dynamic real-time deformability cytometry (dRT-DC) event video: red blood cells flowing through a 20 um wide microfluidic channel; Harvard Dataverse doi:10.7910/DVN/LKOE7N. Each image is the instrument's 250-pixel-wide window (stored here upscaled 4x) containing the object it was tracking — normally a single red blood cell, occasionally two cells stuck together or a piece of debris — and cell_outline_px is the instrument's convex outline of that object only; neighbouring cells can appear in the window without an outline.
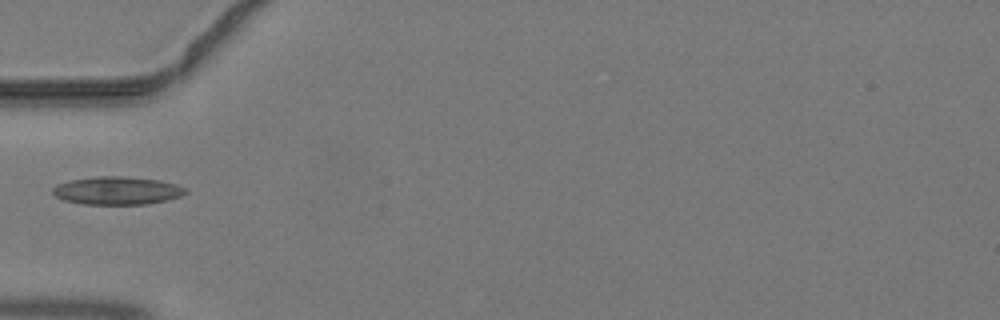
{"species": "common noctule bat (a hibernating species)", "species_latin": "Nyctalus noctula", "temperature_condition": "warm", "stored_images_in_passage": 24, "camera_frame_rate_fps": 3000, "um_per_image_px": 0.085, "animal": {"sex": "male", "body_mass_g": 19.2, "forearm_length_mm": 51.8}, "frame": {"image": 1, "passage_image": 1, "time_ms": 0.0, "image_size_px": [1000, 320], "cell_outline_px": [[188, 192], [180, 196], [168, 200], [148, 204], [84, 204], [64, 200], [56, 196], [52, 192], [52, 188], [56, 184], [68, 180], [96, 176], [124, 176], [160, 180], [176, 184], [188, 188]], "centroid_in_image_um": [9.97, 16.19], "position_along_channel_um": 75.0, "area_um2": 21.91}}
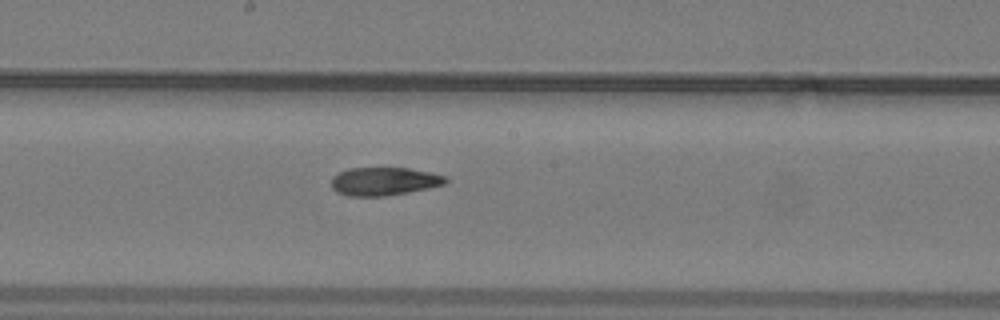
{"frame": {"image": 2, "passage_image": 10, "time_ms": 3.0, "image_size_px": [1000, 320], "cell_outline_px": [[448, 180], [444, 184], [428, 188], [408, 192], [384, 196], [348, 196], [336, 192], [332, 188], [332, 176], [348, 168], [408, 168], [432, 172], [448, 176]], "centroid_in_image_um": [32.66, 15.41], "position_along_channel_um": 215.5, "area_um2": 18.84}}
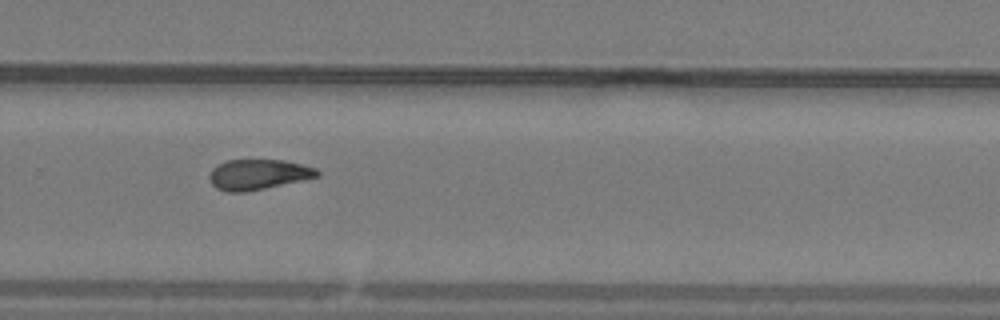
{"frame": {"image": 3, "passage_image": 16, "time_ms": 5.0, "image_size_px": [1000, 320], "cell_outline_px": [[320, 176], [264, 188], [244, 192], [228, 192], [216, 188], [212, 184], [208, 176], [212, 168], [216, 164], [228, 160], [284, 160], [316, 168], [320, 172]], "centroid_in_image_um": [21.91, 14.82], "position_along_channel_um": 307.9, "area_um2": 18.96}}